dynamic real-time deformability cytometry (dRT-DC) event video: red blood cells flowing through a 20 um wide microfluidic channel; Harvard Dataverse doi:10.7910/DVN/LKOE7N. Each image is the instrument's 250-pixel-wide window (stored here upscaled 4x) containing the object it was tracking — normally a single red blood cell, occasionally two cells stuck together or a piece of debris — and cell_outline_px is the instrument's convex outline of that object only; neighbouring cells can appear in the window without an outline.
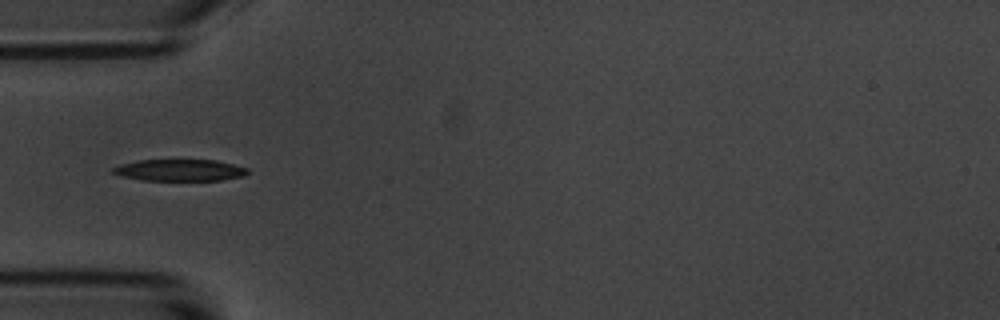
{"species": "common noctule bat (a hibernating species)", "species_latin": "Nyctalus noctula", "temperature_condition": "room temperature", "stored_images_in_passage": 8, "camera_frame_rate_fps": 3000, "um_per_image_px": 0.085, "animal": {"sex": "male", "body_mass_g": 20.1, "forearm_length_mm": 53.5}, "frame": {"image": 1, "passage_image": 2, "time_ms": 1.333, "image_size_px": [1000, 320], "cell_outline_px": [[248, 172], [244, 176], [220, 180], [140, 180], [108, 172], [112, 168], [120, 164], [140, 160], [216, 160], [248, 168]], "centroid_in_image_um": [15.25, 14.46], "position_along_channel_um": 69.7, "area_um2": 16.94}}
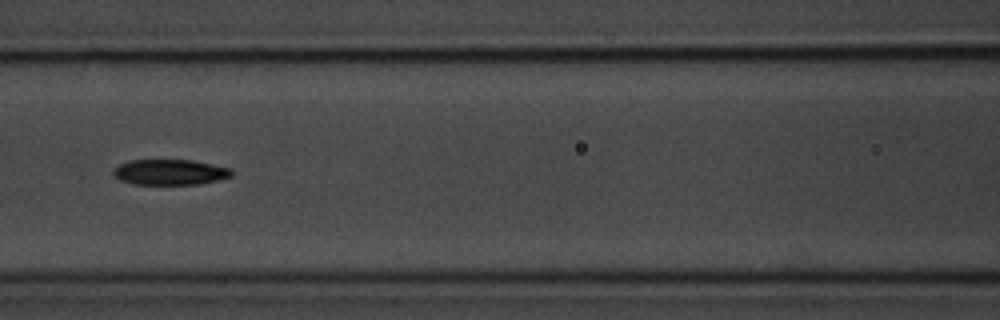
{"frame": {"image": 2, "passage_image": 4, "time_ms": 3.667, "image_size_px": [1000, 320], "cell_outline_px": [[232, 176], [200, 184], [132, 184], [120, 180], [112, 172], [120, 164], [132, 160], [192, 160], [232, 168]], "centroid_in_image_um": [14.47, 14.63], "position_along_channel_um": 152.1, "area_um2": 17.46}}
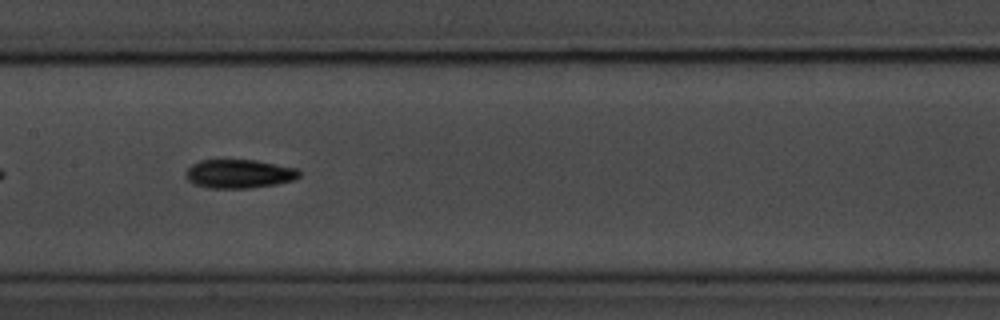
{"frame": {"image": 3, "passage_image": 5, "time_ms": 4.667, "image_size_px": [1000, 320], "cell_outline_px": [[300, 176], [296, 180], [276, 184], [248, 188], [208, 188], [196, 184], [188, 180], [184, 176], [184, 172], [192, 164], [200, 160], [256, 160], [296, 168], [300, 172]], "centroid_in_image_um": [20.32, 14.77], "position_along_channel_um": 187.1, "area_um2": 19.07}}